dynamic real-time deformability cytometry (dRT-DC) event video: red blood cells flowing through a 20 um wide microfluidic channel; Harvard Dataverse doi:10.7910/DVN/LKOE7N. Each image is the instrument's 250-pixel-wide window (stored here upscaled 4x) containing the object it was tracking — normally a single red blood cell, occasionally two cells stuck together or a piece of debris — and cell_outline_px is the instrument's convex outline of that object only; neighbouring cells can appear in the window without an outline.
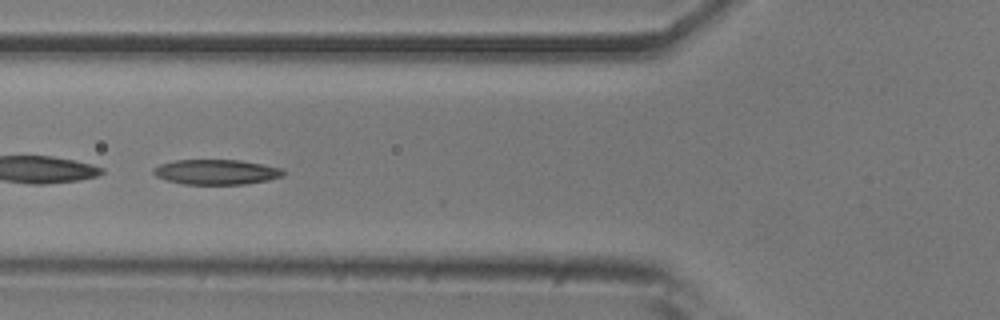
{"species": "common noctule bat (a hibernating species)", "species_latin": "Nyctalus noctula", "temperature_condition": "room temperature", "stored_images_in_passage": 51, "camera_frame_rate_fps": 3000, "um_per_image_px": 0.085, "animal": {"sex": "male", "body_mass_g": 20.5, "forearm_length_mm": 52.5}, "frame": {"image": 1, "passage_image": 20, "time_ms": 6.333, "image_size_px": [1000, 320], "cell_outline_px": [[284, 176], [268, 180], [244, 184], [184, 184], [164, 180], [156, 176], [152, 172], [152, 168], [160, 164], [176, 160], [240, 160], [280, 168], [284, 172]], "centroid_in_image_um": [18.33, 14.62], "position_along_channel_um": 107.5, "area_um2": 18.9}}
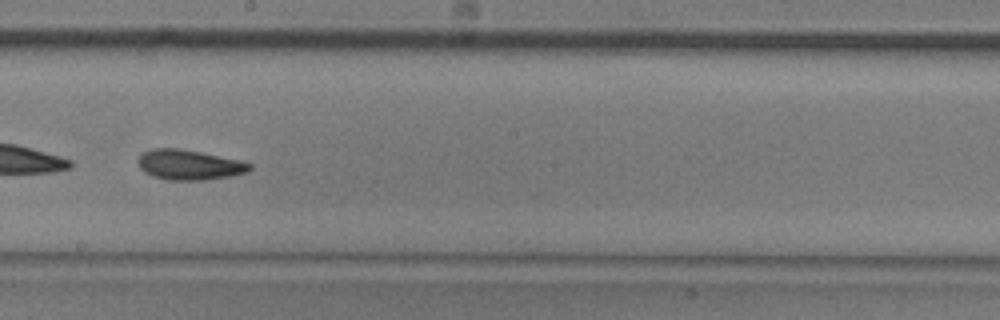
{"frame": {"image": 2, "passage_image": 30, "time_ms": 9.667, "image_size_px": [1000, 320], "cell_outline_px": [[252, 168], [248, 172], [232, 176], [204, 180], [168, 180], [152, 176], [144, 172], [140, 168], [136, 160], [140, 152], [152, 148], [180, 148], [240, 160], [252, 164]], "centroid_in_image_um": [16.04, 14.0], "position_along_channel_um": 232.2, "area_um2": 19.88}}
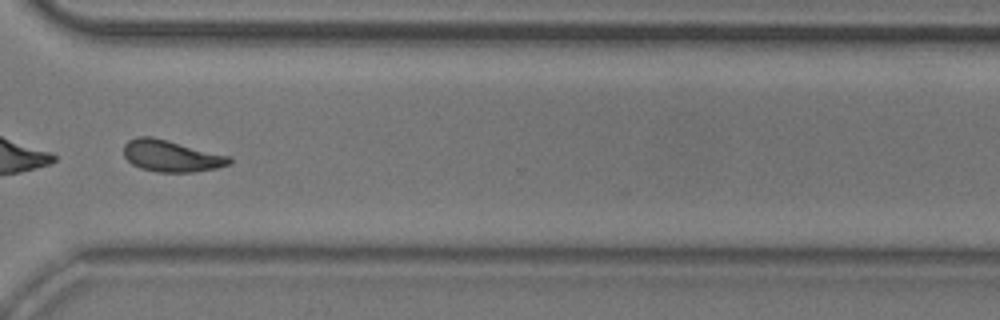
{"frame": {"image": 3, "passage_image": 40, "time_ms": 13.0, "image_size_px": [1000, 320], "cell_outline_px": [[232, 164], [216, 168], [192, 172], [156, 172], [140, 168], [132, 164], [124, 156], [124, 144], [128, 140], [136, 136], [152, 136], [232, 156]], "centroid_in_image_um": [14.57, 13.25], "position_along_channel_um": 356.0, "area_um2": 19.71}, "authors_computed_cell_mechanics": {"area_um2": 19.8832, "velocity_mm_per_s": 3.7273, "shape_relaxation_time_tau1_ms": 5.601, "shape_relaxation_time_tau2_ms": 2.269, "deformation_change_tau1": 0.1521, "deformation_change_tau2": 0.0894}}